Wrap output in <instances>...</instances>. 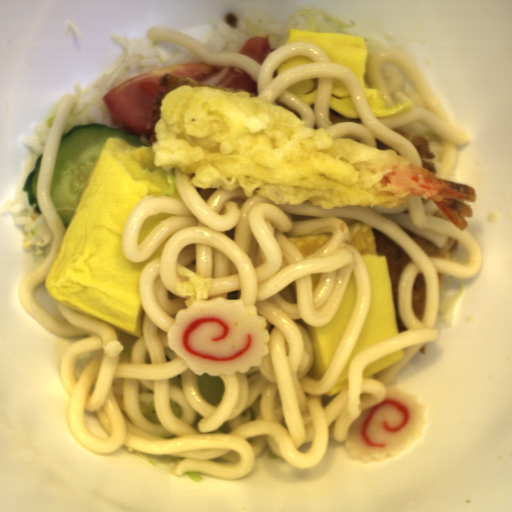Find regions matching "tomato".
Wrapping results in <instances>:
<instances>
[{
	"instance_id": "obj_1",
	"label": "tomato",
	"mask_w": 512,
	"mask_h": 512,
	"mask_svg": "<svg viewBox=\"0 0 512 512\" xmlns=\"http://www.w3.org/2000/svg\"><path fill=\"white\" fill-rule=\"evenodd\" d=\"M225 67L210 66L201 60L155 69L117 85L101 100L115 130H122L147 146L149 124L156 99L163 90L164 76L192 78L203 83Z\"/></svg>"
},
{
	"instance_id": "obj_2",
	"label": "tomato",
	"mask_w": 512,
	"mask_h": 512,
	"mask_svg": "<svg viewBox=\"0 0 512 512\" xmlns=\"http://www.w3.org/2000/svg\"><path fill=\"white\" fill-rule=\"evenodd\" d=\"M216 86L246 91L257 97V83L253 81L245 70L237 67H230L224 79Z\"/></svg>"
},
{
	"instance_id": "obj_3",
	"label": "tomato",
	"mask_w": 512,
	"mask_h": 512,
	"mask_svg": "<svg viewBox=\"0 0 512 512\" xmlns=\"http://www.w3.org/2000/svg\"><path fill=\"white\" fill-rule=\"evenodd\" d=\"M273 51L274 49L270 47L269 37L252 36L245 43L240 54L255 60L262 66L267 56Z\"/></svg>"
}]
</instances>
